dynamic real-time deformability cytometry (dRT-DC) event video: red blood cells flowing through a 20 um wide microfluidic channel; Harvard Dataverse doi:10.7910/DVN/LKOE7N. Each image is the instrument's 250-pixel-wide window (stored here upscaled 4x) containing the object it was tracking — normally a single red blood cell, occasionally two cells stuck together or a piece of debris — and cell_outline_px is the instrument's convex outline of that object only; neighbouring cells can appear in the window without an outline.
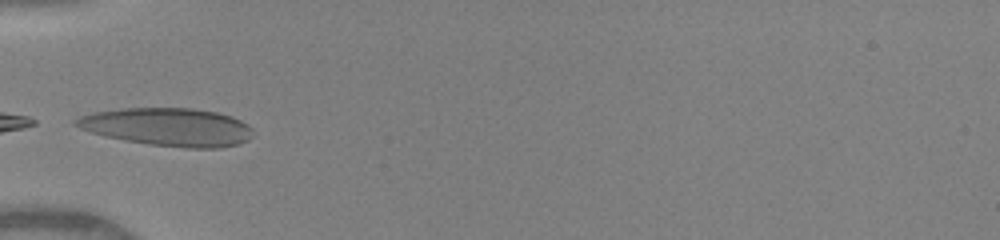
{"species": "human", "species_latin": "Homo sapiens", "temperature_condition": "warm", "stored_images_in_passage": 27, "camera_frame_rate_fps": 3000, "um_per_image_px": 0.085, "donor": {"sex": "female"}, "frame": {"image": 1, "passage_image": 1, "time_ms": 0.0, "image_size_px": [1000, 240], "cell_outline_px": [[256, 136], [248, 140], [236, 144], [220, 148], [188, 148], [148, 144], [124, 140], [104, 136], [80, 128], [72, 124], [72, 120], [80, 116], [92, 112], [120, 108], [192, 108], [216, 112], [232, 116], [248, 124], [252, 128]], "centroid_in_image_um": [14.28, 10.79], "position_along_channel_um": 70.7, "area_um2": 39.59}}
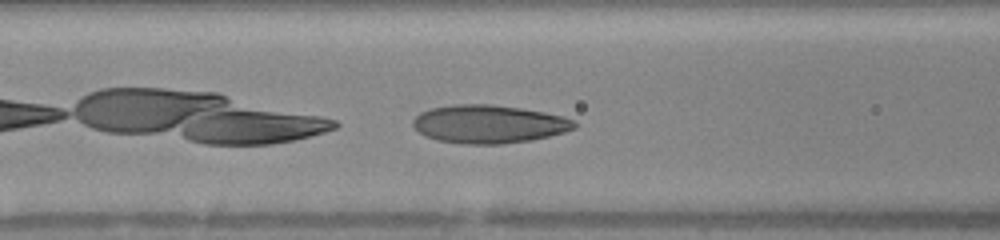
{"frame": {"image": 2, "passage_image": 5, "time_ms": 1.333, "image_size_px": [1000, 240], "cell_outline_px": [[576, 128], [564, 132], [532, 140], [500, 144], [464, 144], [436, 140], [424, 136], [412, 124], [412, 120], [420, 112], [432, 108], [456, 104], [492, 104], [520, 108], [544, 112], [576, 120]], "centroid_in_image_um": [41.54, 10.55], "position_along_channel_um": 125.1, "area_um2": 35.95}}
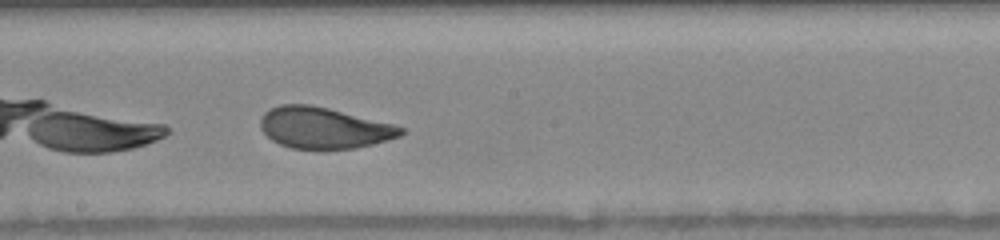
{"frame": {"image": 3, "passage_image": 12, "time_ms": 3.667, "image_size_px": [1000, 240], "cell_outline_px": [[404, 132], [400, 136], [388, 140], [356, 148], [292, 148], [280, 144], [272, 140], [260, 128], [260, 120], [264, 112], [280, 104], [308, 104], [328, 108], [396, 124], [404, 128]], "centroid_in_image_um": [27.54, 10.85], "position_along_channel_um": 220.7, "area_um2": 33.58}, "authors_computed_cell_mechanics": {"area_um2": 34.2754, "velocity_mm_per_s": 4.1027, "shape_relaxation_time_tau1_ms": 3.6269, "shape_relaxation_time_tau2_ms": 0.9482, "deformation_change_tau1": 0.1545, "deformation_change_tau2": 0.0794}}